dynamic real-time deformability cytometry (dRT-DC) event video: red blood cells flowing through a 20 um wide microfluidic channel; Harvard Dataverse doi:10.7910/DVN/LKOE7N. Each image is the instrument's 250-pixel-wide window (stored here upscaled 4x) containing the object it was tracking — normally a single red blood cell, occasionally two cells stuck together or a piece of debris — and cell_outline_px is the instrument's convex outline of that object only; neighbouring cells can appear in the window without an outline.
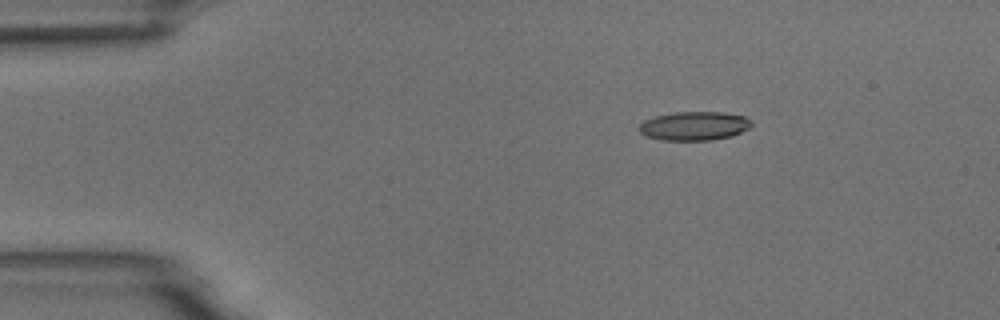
{"species": "common noctule bat (a hibernating species)", "species_latin": "Nyctalus noctula", "temperature_condition": "room temperature", "stored_images_in_passage": 3, "camera_frame_rate_fps": 3000, "um_per_image_px": 0.085, "animal": {"sex": "male", "body_mass_g": 18.8}, "frame": {"image": 1, "passage_image": 1, "time_ms": 0.0, "image_size_px": [1000, 320], "cell_outline_px": [[752, 124], [748, 128], [732, 136], [712, 140], [660, 140], [644, 136], [640, 132], [640, 124], [644, 120], [656, 116], [672, 112], [724, 112], [744, 116], [752, 120]], "centroid_in_image_um": [59.01, 10.7], "position_along_channel_um": 26.0, "area_um2": 18.96}}